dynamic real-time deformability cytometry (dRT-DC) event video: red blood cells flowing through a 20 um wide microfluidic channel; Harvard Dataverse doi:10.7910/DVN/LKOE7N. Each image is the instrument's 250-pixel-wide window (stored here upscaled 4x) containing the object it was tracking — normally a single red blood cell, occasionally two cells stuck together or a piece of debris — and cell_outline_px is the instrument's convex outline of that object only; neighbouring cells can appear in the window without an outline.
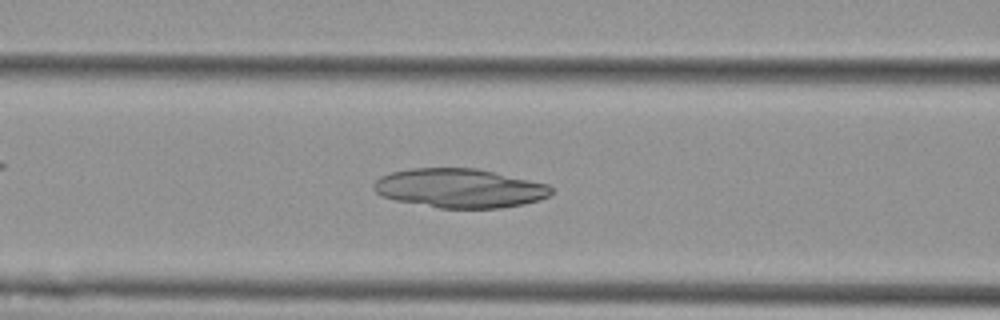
{"species": "Egyptian fruit bat (a non-hibernating species)", "species_latin": "Rousettus aegyptiacus", "temperature_condition": "cold", "stored_images_in_passage": 39, "camera_frame_rate_fps": 3000, "um_per_image_px": 0.085, "animal": {"sex": "female"}, "frame": {"image": 1, "passage_image": 7, "time_ms": 2.0, "image_size_px": [1000, 320], "cell_outline_px": [[552, 192], [548, 196], [540, 200], [524, 204], [500, 208], [440, 208], [396, 200], [380, 196], [372, 188], [372, 184], [380, 176], [392, 172], [412, 168], [476, 168], [548, 184], [552, 188]], "centroid_in_image_um": [39.05, 16.0], "position_along_channel_um": 127.6, "area_um2": 40.46}}
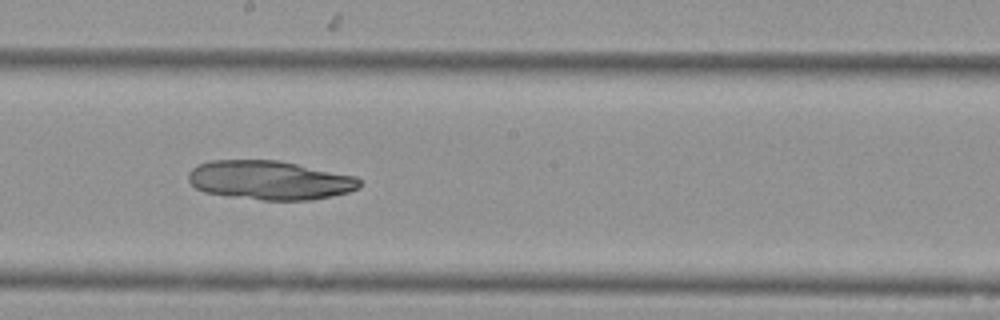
{"frame": {"image": 2, "passage_image": 15, "time_ms": 4.667, "image_size_px": [1000, 320], "cell_outline_px": [[360, 188], [348, 192], [332, 196], [312, 200], [264, 200], [228, 196], [204, 192], [196, 188], [188, 180], [188, 172], [196, 164], [208, 160], [280, 160], [356, 176], [360, 180]], "centroid_in_image_um": [22.91, 15.31], "position_along_channel_um": 225.3, "area_um2": 39.25}}
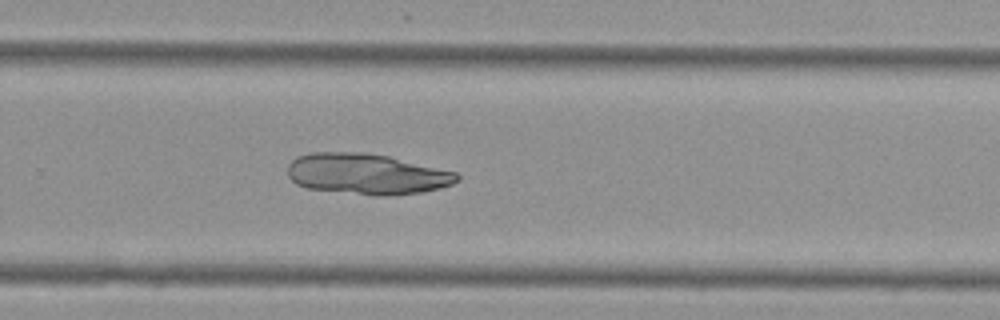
{"frame": {"image": 3, "passage_image": 21, "time_ms": 6.667, "image_size_px": [1000, 320], "cell_outline_px": [[460, 180], [452, 184], [440, 188], [420, 192], [388, 196], [376, 196], [308, 188], [296, 184], [288, 176], [288, 164], [296, 156], [312, 152], [360, 152], [388, 156], [456, 172], [460, 176]], "centroid_in_image_um": [31.16, 14.79], "position_along_channel_um": 298.6, "area_um2": 40.29}}